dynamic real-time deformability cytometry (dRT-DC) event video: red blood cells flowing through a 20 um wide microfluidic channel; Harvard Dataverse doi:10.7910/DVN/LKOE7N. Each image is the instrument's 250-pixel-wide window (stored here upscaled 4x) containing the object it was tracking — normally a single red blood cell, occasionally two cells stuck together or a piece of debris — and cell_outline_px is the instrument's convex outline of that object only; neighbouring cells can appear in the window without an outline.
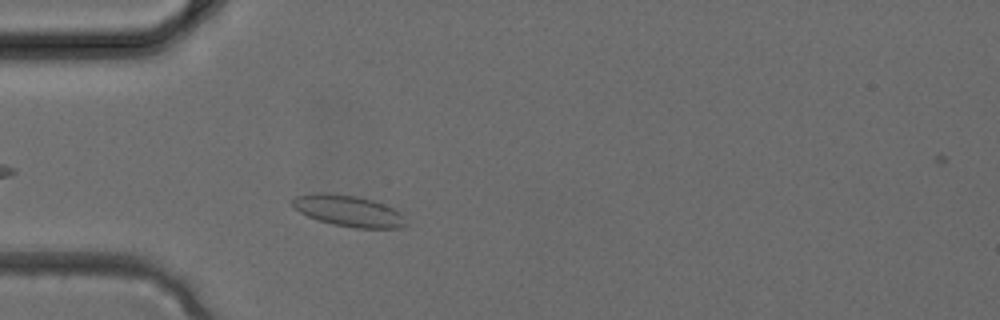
{"species": "common noctule bat (a hibernating species)", "species_latin": "Nyctalus noctula", "temperature_condition": "cold", "stored_images_in_passage": 3, "camera_frame_rate_fps": 3000, "um_per_image_px": 0.085, "animal": {"sex": "female", "body_mass_g": 24.6, "forearm_length_mm": 56.2}, "frame": {"image": 1, "passage_image": 3, "time_ms": 0.667, "image_size_px": [1000, 320], "cell_outline_px": [[408, 224], [400, 228], [352, 228], [332, 224], [308, 216], [292, 208], [292, 200], [296, 196], [320, 192], [328, 192], [356, 196], [372, 200], [384, 204], [400, 212], [404, 216]], "centroid_in_image_um": [29.63, 17.93], "position_along_channel_um": 55.4, "area_um2": 20.75}}